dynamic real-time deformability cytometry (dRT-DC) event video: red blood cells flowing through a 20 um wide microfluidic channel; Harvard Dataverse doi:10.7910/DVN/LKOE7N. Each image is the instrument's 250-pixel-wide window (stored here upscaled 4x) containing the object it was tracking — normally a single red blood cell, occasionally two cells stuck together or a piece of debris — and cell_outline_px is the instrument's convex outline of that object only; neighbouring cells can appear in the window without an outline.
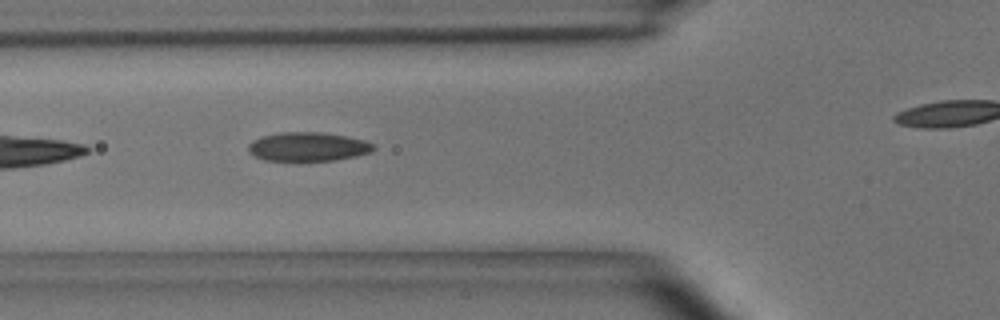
{"species": "common noctule bat (a hibernating species)", "species_latin": "Nyctalus noctula", "temperature_condition": "room temperature", "stored_images_in_passage": 12, "camera_frame_rate_fps": 3000, "um_per_image_px": 0.085, "animal": {"sex": "male", "body_mass_g": 15.6}, "frame": {"image": 1, "passage_image": 4, "time_ms": 1.0, "image_size_px": [1000, 320], "cell_outline_px": [[376, 148], [368, 152], [356, 156], [332, 160], [264, 160], [248, 152], [248, 144], [252, 140], [264, 136], [280, 132], [320, 132], [344, 136], [364, 140], [372, 144]], "centroid_in_image_um": [26.14, 12.46], "position_along_channel_um": 99.7, "area_um2": 20.75}}